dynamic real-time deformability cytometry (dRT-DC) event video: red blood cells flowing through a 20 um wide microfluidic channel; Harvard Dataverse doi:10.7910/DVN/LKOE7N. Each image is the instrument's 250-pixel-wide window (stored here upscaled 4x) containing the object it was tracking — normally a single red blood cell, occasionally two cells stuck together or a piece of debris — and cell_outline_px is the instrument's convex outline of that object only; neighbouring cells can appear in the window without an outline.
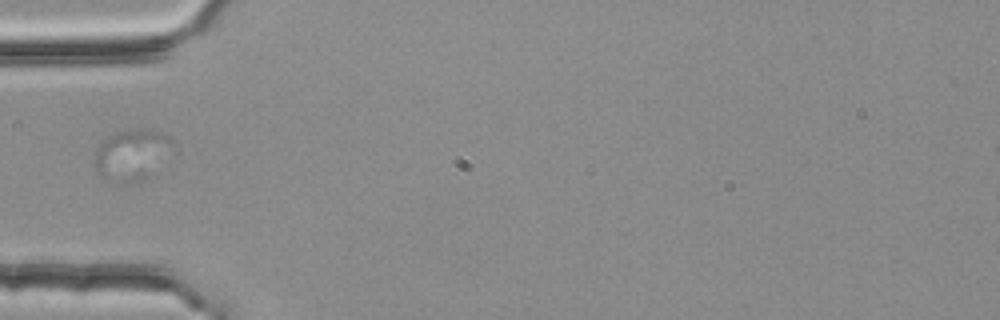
{"species": "common noctule bat (a hibernating species)", "species_latin": "Nyctalus noctula", "temperature_condition": "room temperature", "stored_images_in_passage": 4, "camera_frame_rate_fps": 3000, "um_per_image_px": 0.085, "animal": {"sex": "female", "body_mass_g": 25.1}, "frame": {"image": 1, "passage_image": 1, "time_ms": 0.0, "image_size_px": [1000, 320], "cell_outline_px": [[168, 144], [156, 176], [144, 180], [120, 184], [116, 184], [104, 180], [100, 176], [96, 168], [96, 148], [108, 136], [116, 132], [128, 128], [144, 128], [160, 132], [168, 140]], "centroid_in_image_um": [11.11, 13.21], "position_along_channel_um": 73.9, "area_um2": 23.06}}
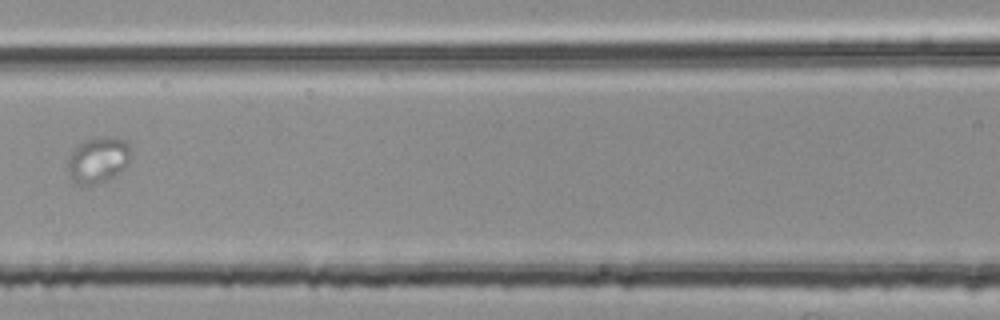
{"frame": {"image": 2, "passage_image": 3, "time_ms": 0.667, "image_size_px": [1000, 320], "cell_outline_px": [[132, 152], [124, 168], [112, 176], [96, 184], [84, 188], [80, 188], [68, 176], [68, 160], [72, 148], [96, 136], [116, 136], [124, 140], [128, 144]], "centroid_in_image_um": [8.3, 13.6], "position_along_channel_um": 158.3, "area_um2": 17.22}}
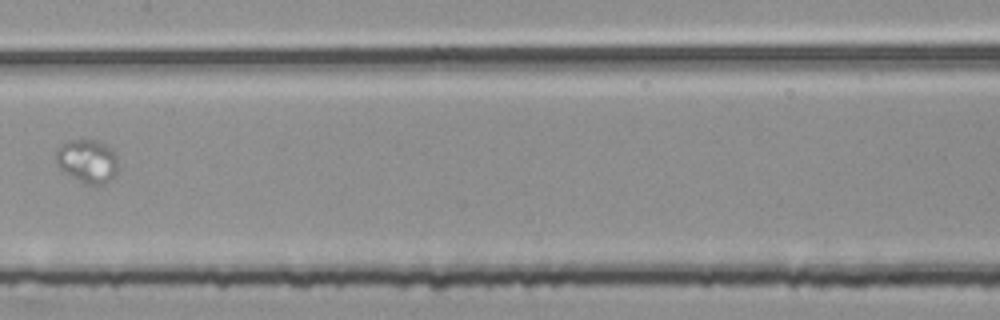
{"frame": {"image": 3, "passage_image": 4, "time_ms": 1.0, "image_size_px": [1000, 320], "cell_outline_px": [[116, 172], [104, 184], [96, 188], [84, 184], [56, 164], [56, 148], [60, 144], [68, 140], [96, 140], [104, 144], [116, 156]], "centroid_in_image_um": [7.39, 13.71], "position_along_channel_um": 200.0, "area_um2": 15.55}}